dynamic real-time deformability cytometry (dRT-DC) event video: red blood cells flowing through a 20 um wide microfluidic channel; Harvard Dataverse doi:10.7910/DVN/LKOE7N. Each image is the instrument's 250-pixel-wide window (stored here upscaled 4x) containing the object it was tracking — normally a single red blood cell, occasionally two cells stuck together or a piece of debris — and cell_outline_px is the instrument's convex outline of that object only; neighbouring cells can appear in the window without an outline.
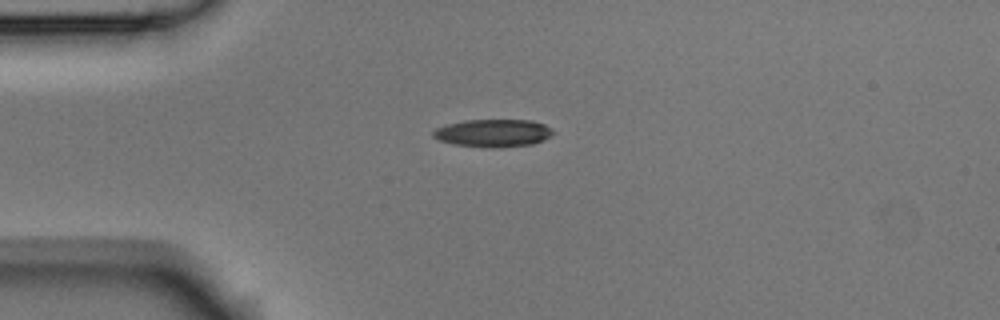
{"species": "Egyptian fruit bat (a non-hibernating species)", "species_latin": "Rousettus aegyptiacus", "temperature_condition": "room temperature", "stored_images_in_passage": 7, "camera_frame_rate_fps": 3000, "um_per_image_px": 0.085, "animal": {"sex": "male"}, "frame": {"image": 1, "passage_image": 2, "time_ms": 0.333, "image_size_px": [1000, 320], "cell_outline_px": [[556, 132], [544, 140], [532, 144], [500, 148], [488, 148], [452, 144], [440, 140], [432, 136], [432, 132], [436, 128], [448, 124], [464, 120], [532, 120], [544, 124], [552, 128]], "centroid_in_image_um": [41.95, 11.31], "position_along_channel_um": 43.1, "area_um2": 19.59}}
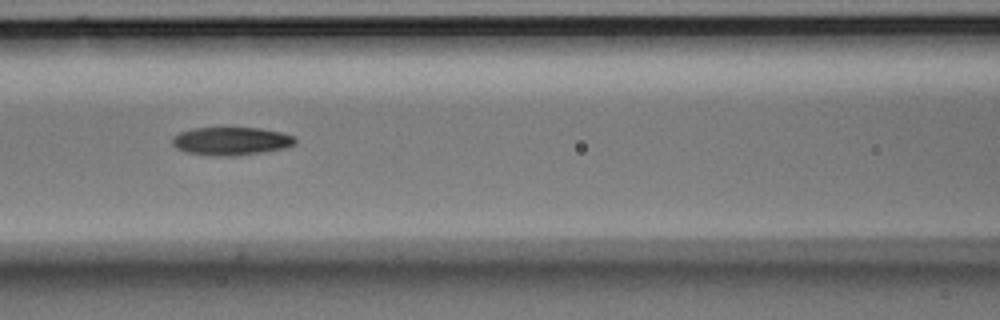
{"frame": {"image": 2, "passage_image": 5, "time_ms": 1.333, "image_size_px": [1000, 320], "cell_outline_px": [[296, 144], [284, 148], [236, 156], [212, 156], [188, 152], [176, 148], [172, 144], [172, 136], [180, 132], [192, 128], [260, 128], [280, 132], [292, 136], [296, 140]], "centroid_in_image_um": [19.61, 11.99], "position_along_channel_um": 147.0, "area_um2": 20.06}}
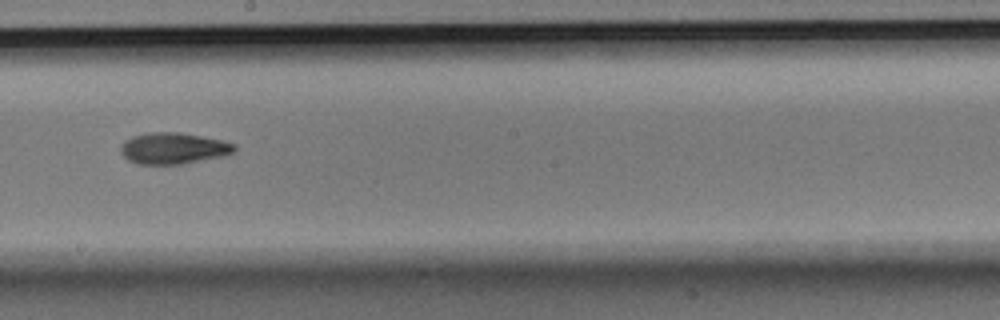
{"frame": {"image": 3, "passage_image": 7, "time_ms": 2.0, "image_size_px": [1000, 320], "cell_outline_px": [[236, 148], [232, 152], [220, 156], [184, 164], [136, 164], [128, 160], [120, 152], [120, 148], [124, 140], [132, 136], [152, 132], [180, 132], [220, 140], [236, 144]], "centroid_in_image_um": [14.68, 12.61], "position_along_channel_um": 233.5, "area_um2": 20.63}}